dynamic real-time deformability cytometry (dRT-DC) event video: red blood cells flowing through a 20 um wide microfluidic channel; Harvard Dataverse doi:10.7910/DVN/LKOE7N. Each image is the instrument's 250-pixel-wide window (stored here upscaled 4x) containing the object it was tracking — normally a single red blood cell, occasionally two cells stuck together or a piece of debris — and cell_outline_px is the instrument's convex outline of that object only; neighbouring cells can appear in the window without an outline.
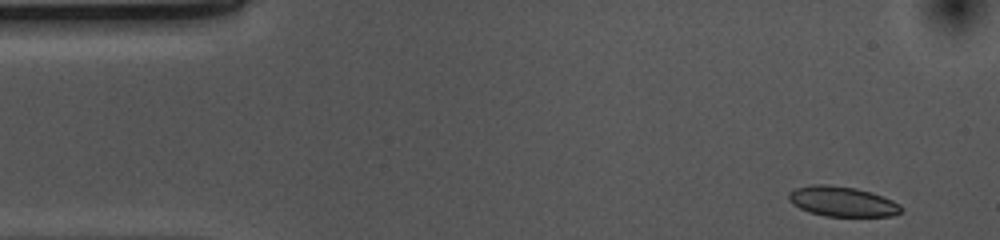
{"species": "common noctule bat (a hibernating species)", "species_latin": "Nyctalus noctula", "temperature_condition": "cold", "stored_images_in_passage": 42, "camera_frame_rate_fps": 3000, "um_per_image_px": 0.085, "animal": {"sex": "female", "body_mass_g": 10.0, "forearm_length_mm": 53.1}, "frame": {"image": 1, "passage_image": 1, "time_ms": 0.0, "image_size_px": [1000, 240], "cell_outline_px": [[904, 208], [900, 212], [892, 216], [824, 216], [808, 212], [792, 204], [788, 200], [788, 192], [796, 188], [812, 184], [824, 184], [856, 188], [872, 192], [892, 200], [900, 204]], "centroid_in_image_um": [71.58, 17.13], "position_along_channel_um": 13.4, "area_um2": 19.83}}
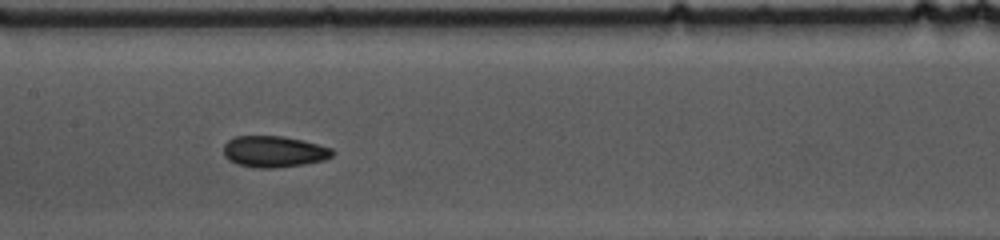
{"frame": {"image": 2, "passage_image": 22, "time_ms": 7.0, "image_size_px": [1000, 240], "cell_outline_px": [[336, 152], [332, 156], [324, 160], [304, 164], [276, 168], [256, 168], [236, 164], [228, 160], [224, 156], [224, 144], [228, 140], [236, 136], [284, 136], [304, 140], [332, 148]], "centroid_in_image_um": [23.29, 12.89], "position_along_channel_um": 184.1, "area_um2": 20.11}}
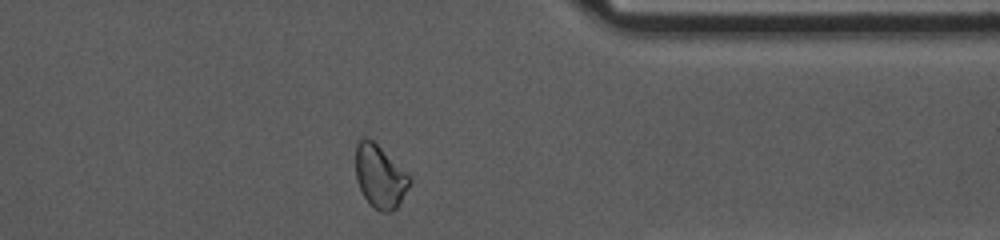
{"frame": {"image": 3, "passage_image": 39, "time_ms": 12.667, "image_size_px": [1000, 240], "cell_outline_px": [[412, 180], [408, 188], [396, 208], [388, 212], [380, 212], [364, 196], [356, 180], [356, 140], [360, 136], [364, 136], [372, 140]], "centroid_in_image_um": [32.25, 14.98], "position_along_channel_um": 379.2, "area_um2": 19.19}, "authors_computed_cell_mechanics": {"area_um2": 19.6231, "velocity_mm_per_s": 3.6826, "shape_relaxation_time_tau1_ms": null, "shape_relaxation_time_tau2_ms": 4.381, "deformation_change_tau1": null, "deformation_change_tau2": 0.0832}}